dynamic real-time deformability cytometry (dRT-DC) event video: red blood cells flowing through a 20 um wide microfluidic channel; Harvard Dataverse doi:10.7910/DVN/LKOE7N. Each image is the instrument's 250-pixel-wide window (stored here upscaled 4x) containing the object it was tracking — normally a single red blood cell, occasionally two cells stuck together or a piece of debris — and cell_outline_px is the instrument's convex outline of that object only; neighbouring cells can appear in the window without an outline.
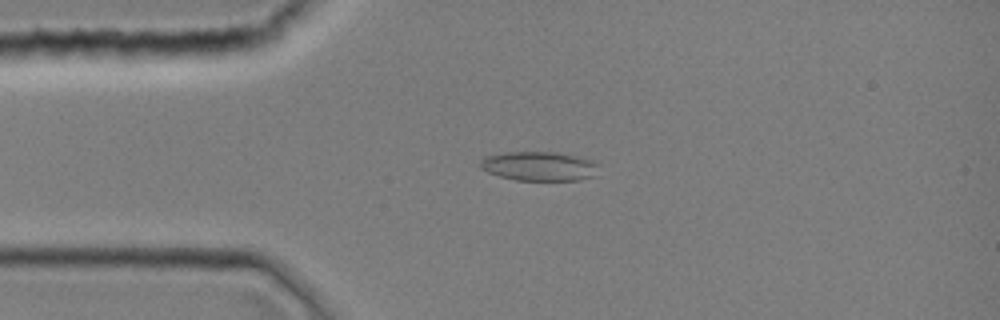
{"species": "common noctule bat (a hibernating species)", "species_latin": "Nyctalus noctula", "temperature_condition": "room temperature", "stored_images_in_passage": 42, "camera_frame_rate_fps": 3000, "um_per_image_px": 0.085, "animal": {"sex": "female", "body_mass_g": 19.0, "forearm_length_mm": 51.5}, "frame": {"image": 1, "passage_image": 9, "time_ms": 2.667, "image_size_px": [1000, 320], "cell_outline_px": [[596, 164], [592, 176], [580, 180], [516, 180], [500, 176], [488, 172], [480, 168], [480, 160], [484, 156], [504, 152], [552, 152], [592, 160]], "centroid_in_image_um": [45.72, 14.12], "position_along_channel_um": 39.3, "area_um2": 19.77}}
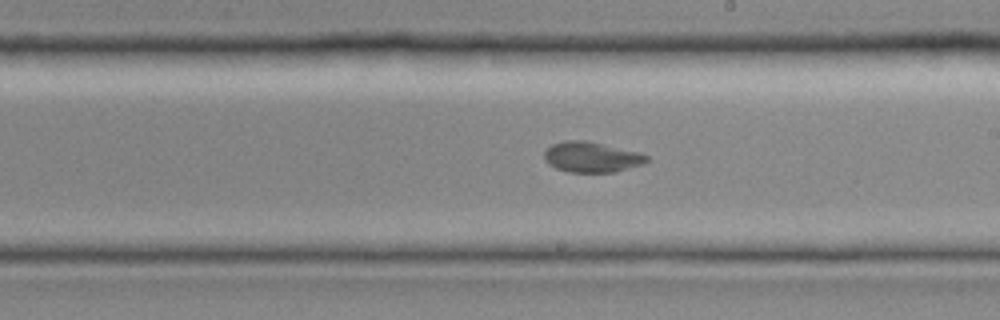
{"frame": {"image": 2, "passage_image": 24, "time_ms": 7.667, "image_size_px": [1000, 320], "cell_outline_px": [[648, 160], [640, 164], [616, 172], [568, 172], [556, 168], [548, 164], [544, 160], [544, 152], [552, 144], [564, 140], [588, 140], [640, 152], [648, 156]], "centroid_in_image_um": [50.26, 13.34], "position_along_channel_um": 238.7, "area_um2": 18.26}}
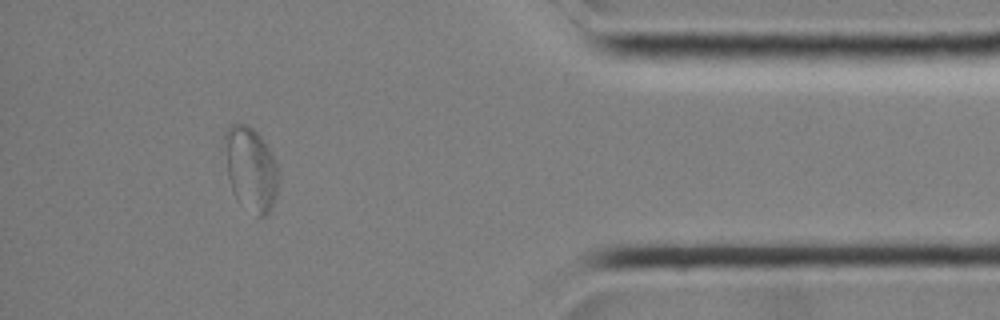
{"frame": {"image": 3, "passage_image": 38, "time_ms": 12.333, "image_size_px": [1000, 320], "cell_outline_px": [[280, 180], [276, 196], [268, 216], [256, 216], [236, 200], [232, 192], [228, 176], [224, 140], [224, 132], [236, 120], [248, 124], [260, 136], [276, 160], [280, 172]], "centroid_in_image_um": [21.34, 14.36], "position_along_channel_um": 413.9, "area_um2": 26.99}}